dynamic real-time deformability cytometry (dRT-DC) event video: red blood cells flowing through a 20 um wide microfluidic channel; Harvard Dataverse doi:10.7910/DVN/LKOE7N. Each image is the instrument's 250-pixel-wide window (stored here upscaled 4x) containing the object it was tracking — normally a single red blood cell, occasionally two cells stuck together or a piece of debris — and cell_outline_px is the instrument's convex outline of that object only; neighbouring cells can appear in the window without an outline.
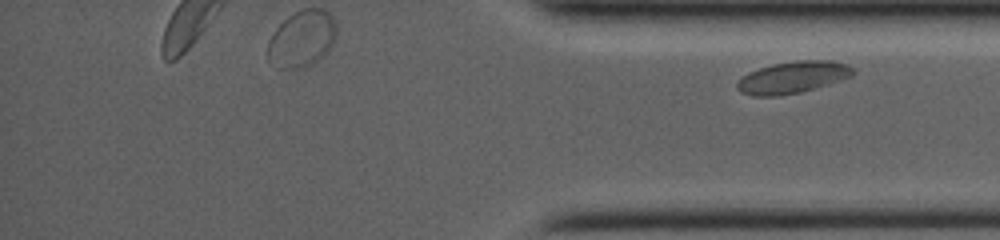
{"species": "common noctule bat (a hibernating species)", "species_latin": "Nyctalus noctula", "temperature_condition": "room temperature", "stored_images_in_passage": 20, "camera_frame_rate_fps": 4000, "um_per_image_px": 0.085, "animal": {"sex": "female", "body_mass_g": 19.0, "forearm_length_mm": 53.3}, "frame": {"image": 1, "passage_image": 20, "time_ms": 9.75, "image_size_px": [1000, 240], "cell_outline_px": [[856, 72], [852, 76], [828, 84], [800, 92], [776, 96], [752, 96], [740, 92], [736, 88], [736, 84], [748, 72], [772, 64], [796, 60], [828, 60], [848, 64]], "centroid_in_image_um": [67.38, 6.57], "position_along_channel_um": 367.8, "area_um2": 21.44}}